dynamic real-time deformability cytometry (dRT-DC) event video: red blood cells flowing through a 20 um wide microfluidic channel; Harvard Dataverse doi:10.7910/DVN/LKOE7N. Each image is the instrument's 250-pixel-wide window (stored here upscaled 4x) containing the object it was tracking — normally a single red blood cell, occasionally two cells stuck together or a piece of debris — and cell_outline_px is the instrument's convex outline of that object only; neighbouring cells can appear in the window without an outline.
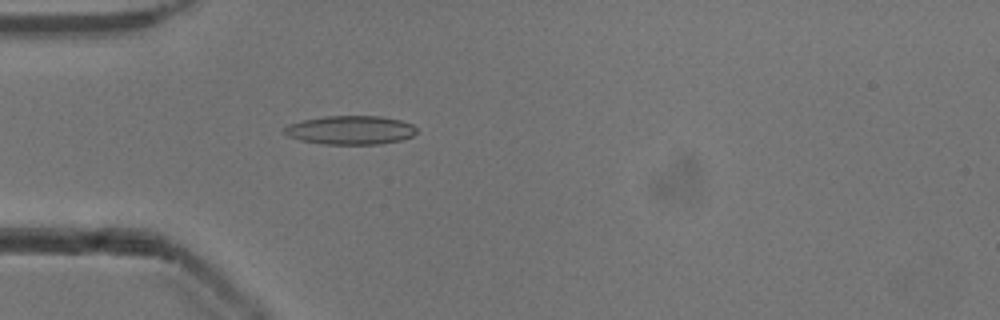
{"species": "common noctule bat (a hibernating species)", "species_latin": "Nyctalus noctula", "temperature_condition": "cold", "stored_images_in_passage": 44, "camera_frame_rate_fps": 3000, "um_per_image_px": 0.085, "animal": {"sex": "male", "body_mass_g": 13.3}, "frame": {"image": 1, "passage_image": 7, "time_ms": 2.0, "image_size_px": [1000, 320], "cell_outline_px": [[416, 132], [412, 136], [400, 140], [380, 144], [324, 144], [300, 140], [288, 136], [284, 132], [284, 128], [288, 124], [304, 120], [324, 116], [380, 116], [400, 120], [412, 124], [416, 128]], "centroid_in_image_um": [29.79, 11.05], "position_along_channel_um": 55.2, "area_um2": 22.08}}
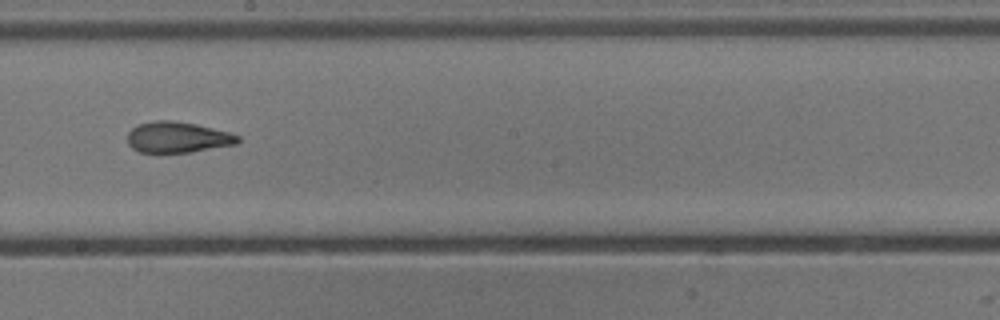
{"frame": {"image": 2, "passage_image": 21, "time_ms": 6.667, "image_size_px": [1000, 320], "cell_outline_px": [[240, 140], [236, 144], [188, 152], [140, 152], [132, 148], [128, 144], [128, 132], [132, 128], [140, 124], [156, 120], [172, 120], [196, 124], [228, 132], [240, 136]], "centroid_in_image_um": [15.09, 11.66], "position_along_channel_um": 233.1, "area_um2": 19.65}}
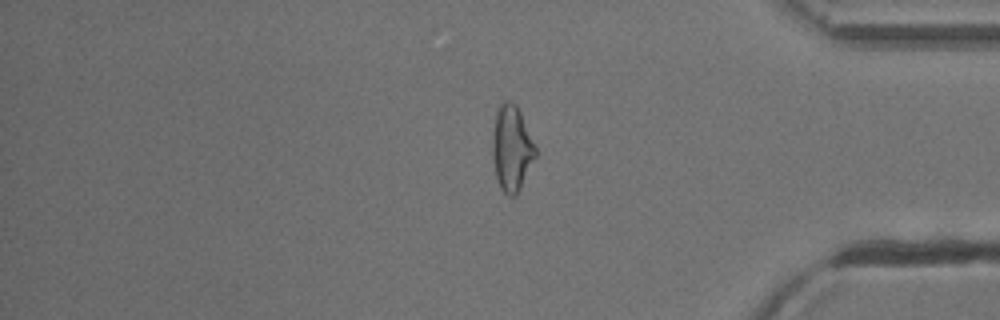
{"frame": {"image": 3, "passage_image": 35, "time_ms": 11.333, "image_size_px": [1000, 320], "cell_outline_px": [[536, 156], [516, 196], [508, 196], [500, 188], [496, 176], [492, 152], [492, 140], [496, 112], [500, 104], [504, 100], [508, 100], [516, 104], [520, 112], [536, 148]], "centroid_in_image_um": [43.48, 12.6], "position_along_channel_um": 391.7, "area_um2": 21.21}, "authors_computed_cell_mechanics": {"area_um2": 20.808, "velocity_mm_per_s": 3.9216, "shape_relaxation_time_tau1_ms": 7.3347, "shape_relaxation_time_tau2_ms": 1.5224, "deformation_change_tau1": 0.1939, "deformation_change_tau2": 0.0981}}